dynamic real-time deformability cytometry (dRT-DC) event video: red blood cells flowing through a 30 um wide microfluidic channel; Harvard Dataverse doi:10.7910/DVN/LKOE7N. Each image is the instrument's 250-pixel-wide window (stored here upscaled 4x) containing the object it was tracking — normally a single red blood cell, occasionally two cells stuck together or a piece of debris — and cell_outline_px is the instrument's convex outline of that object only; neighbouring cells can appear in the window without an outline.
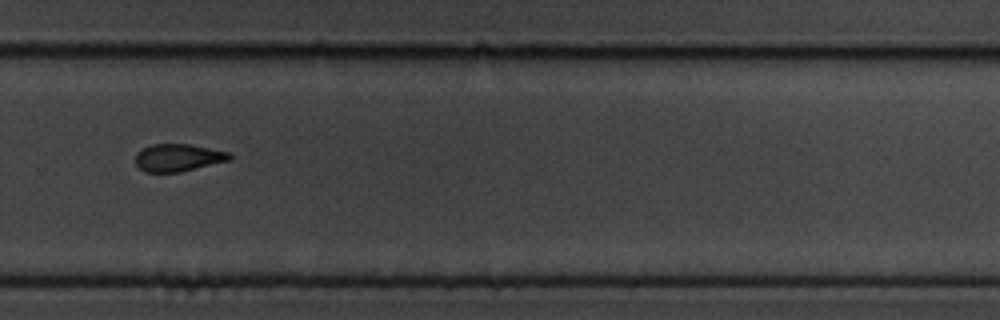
{"species": "common noctule bat (a hibernating species)", "species_latin": "Nyctalus noctula", "temperature_condition": "cold", "stored_images_in_passage": 12, "camera_frame_rate_fps": 3000, "um_per_image_px": 0.085, "animal": {"sex": "male", "body_mass_g": 19.5, "forearm_length_mm": 54.6}, "frame": {"image": 1, "passage_image": 8, "time_ms": 8.333, "image_size_px": [1000, 320], "cell_outline_px": [[232, 156], [228, 160], [180, 172], [144, 172], [136, 164], [136, 152], [152, 144], [188, 144], [232, 152]], "centroid_in_image_um": [15.13, 13.39], "position_along_channel_um": 314.7, "area_um2": 14.97}}
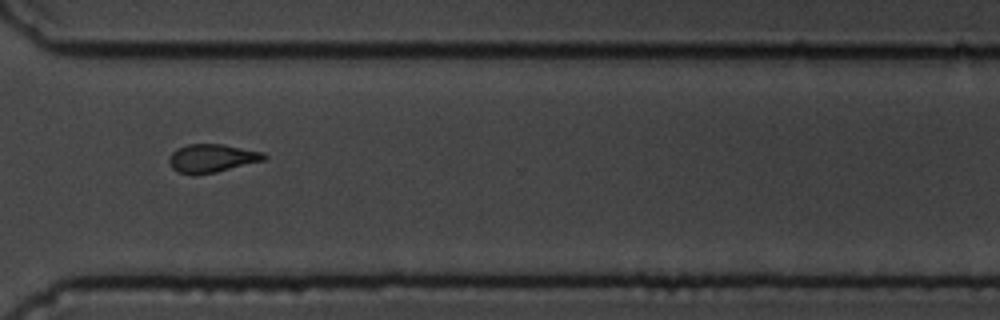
{"frame": {"image": 2, "passage_image": 9, "time_ms": 9.333, "image_size_px": [1000, 320], "cell_outline_px": [[268, 156], [264, 160], [216, 172], [192, 176], [180, 172], [172, 168], [168, 160], [172, 152], [176, 148], [188, 144], [224, 144], [264, 152]], "centroid_in_image_um": [18.0, 13.45], "position_along_channel_um": 352.6, "area_um2": 15.78}}
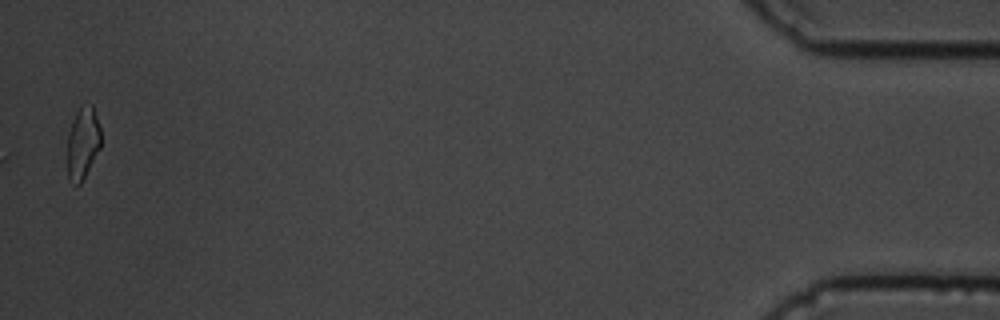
{"frame": {"image": 3, "passage_image": 12, "time_ms": 13.667, "image_size_px": [1000, 320], "cell_outline_px": [[100, 148], [80, 184], [76, 184], [68, 176], [68, 132], [72, 120], [80, 104], [92, 104], [100, 128]], "centroid_in_image_um": [7.04, 12.09], "position_along_channel_um": 428.2, "area_um2": 13.87}}